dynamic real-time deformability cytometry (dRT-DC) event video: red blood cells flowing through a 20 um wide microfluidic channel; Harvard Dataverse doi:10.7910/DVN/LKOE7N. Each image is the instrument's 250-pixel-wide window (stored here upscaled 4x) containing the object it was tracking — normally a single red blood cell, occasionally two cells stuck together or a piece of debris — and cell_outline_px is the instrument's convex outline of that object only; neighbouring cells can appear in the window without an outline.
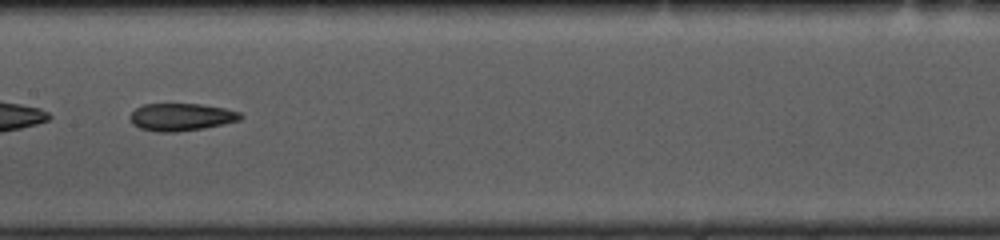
{"species": "common noctule bat (a hibernating species)", "species_latin": "Nyctalus noctula", "temperature_condition": "cold", "stored_images_in_passage": 38, "camera_frame_rate_fps": 3000, "um_per_image_px": 0.085, "animal": {"sex": "female", "body_mass_g": 10.0, "forearm_length_mm": 53.1}, "frame": {"image": 1, "passage_image": 12, "time_ms": 3.667, "image_size_px": [1000, 240], "cell_outline_px": [[244, 116], [240, 120], [224, 124], [204, 128], [176, 132], [156, 132], [140, 128], [132, 124], [128, 116], [136, 108], [144, 104], [200, 104], [224, 108], [240, 112]], "centroid_in_image_um": [15.39, 9.95], "position_along_channel_um": 192.0, "area_um2": 17.8}, "authors_computed_cell_mechanics": {"area_um2": 18.4382, "velocity_mm_per_s": 3.7536, "shape_relaxation_time_tau1_ms": 5.448, "shape_relaxation_time_tau2_ms": 6.3522, "deformation_change_tau1": 0.1287, "deformation_change_tau2": 0.1398}}